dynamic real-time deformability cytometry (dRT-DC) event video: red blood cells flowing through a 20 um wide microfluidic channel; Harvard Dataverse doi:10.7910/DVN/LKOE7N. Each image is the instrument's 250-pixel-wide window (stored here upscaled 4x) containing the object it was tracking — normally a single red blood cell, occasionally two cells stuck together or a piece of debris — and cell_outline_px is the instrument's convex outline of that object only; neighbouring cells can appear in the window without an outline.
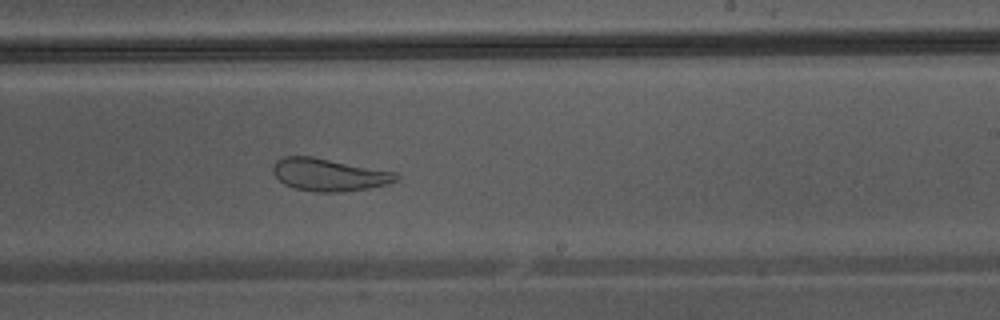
{"species": "Egyptian fruit bat (a non-hibernating species)", "species_latin": "Rousettus aegyptiacus", "temperature_condition": "warm", "stored_images_in_passage": 42, "camera_frame_rate_fps": 3000, "um_per_image_px": 0.085, "animal": {"sex": "male"}, "frame": {"image": 1, "passage_image": 24, "time_ms": 7.667, "image_size_px": [1000, 320], "cell_outline_px": [[400, 176], [396, 180], [388, 184], [368, 188], [340, 192], [320, 192], [296, 188], [284, 184], [272, 172], [272, 164], [276, 160], [284, 156], [312, 156], [396, 172]], "centroid_in_image_um": [27.95, 14.84], "position_along_channel_um": 261.1, "area_um2": 23.29}}
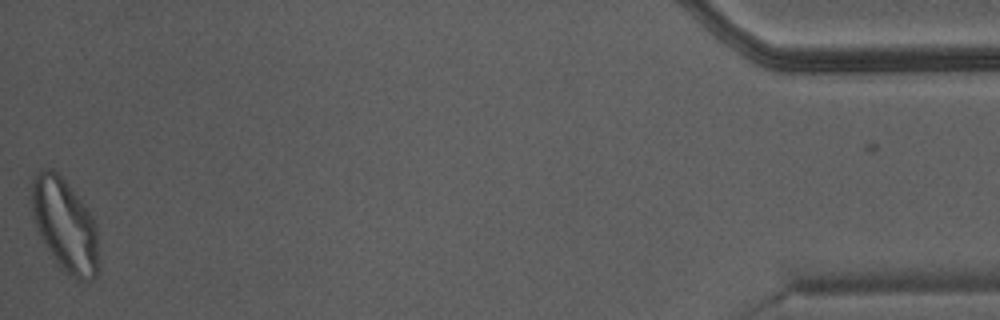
{"frame": {"image": 2, "passage_image": 41, "time_ms": 13.333, "image_size_px": [1000, 320], "cell_outline_px": [[100, 268], [96, 276], [92, 280], [76, 280], [64, 272], [60, 268], [52, 256], [40, 236], [36, 228], [28, 204], [32, 176], [44, 168], [52, 168], [64, 180], [88, 208], [92, 216], [96, 228]], "centroid_in_image_um": [5.48, 19.14], "position_along_channel_um": 429.7, "area_um2": 37.11}}